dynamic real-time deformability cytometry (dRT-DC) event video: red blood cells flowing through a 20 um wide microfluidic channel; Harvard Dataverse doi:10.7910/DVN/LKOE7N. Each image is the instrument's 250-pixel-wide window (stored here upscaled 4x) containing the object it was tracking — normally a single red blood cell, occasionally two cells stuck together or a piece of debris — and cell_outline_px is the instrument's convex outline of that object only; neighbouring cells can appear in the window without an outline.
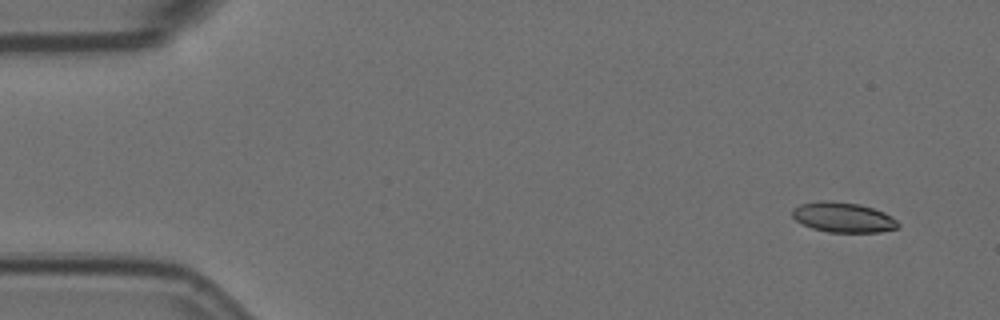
{"species": "Egyptian fruit bat (a non-hibernating species)", "species_latin": "Rousettus aegyptiacus", "temperature_condition": "room temperature", "stored_images_in_passage": 5, "camera_frame_rate_fps": 3000, "um_per_image_px": 0.085, "animal": {"sex": "female"}, "frame": {"image": 1, "passage_image": 1, "time_ms": 0.0, "image_size_px": [1000, 320], "cell_outline_px": [[900, 228], [880, 232], [828, 232], [812, 228], [796, 220], [792, 216], [792, 208], [800, 204], [820, 200], [832, 200], [860, 204], [884, 212], [896, 220], [900, 224]], "centroid_in_image_um": [71.67, 18.46], "position_along_channel_um": 13.3, "area_um2": 18.67}}
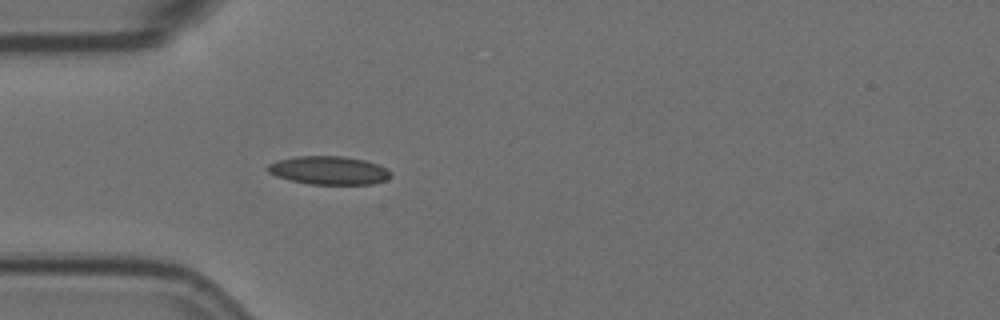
{"frame": {"image": 2, "passage_image": 5, "time_ms": 1.333, "image_size_px": [1000, 320], "cell_outline_px": [[392, 176], [384, 180], [372, 184], [308, 184], [276, 176], [268, 172], [264, 168], [268, 164], [280, 160], [296, 156], [344, 156], [364, 160], [388, 168], [392, 172]], "centroid_in_image_um": [27.96, 14.48], "position_along_channel_um": 57.0, "area_um2": 20.35}}